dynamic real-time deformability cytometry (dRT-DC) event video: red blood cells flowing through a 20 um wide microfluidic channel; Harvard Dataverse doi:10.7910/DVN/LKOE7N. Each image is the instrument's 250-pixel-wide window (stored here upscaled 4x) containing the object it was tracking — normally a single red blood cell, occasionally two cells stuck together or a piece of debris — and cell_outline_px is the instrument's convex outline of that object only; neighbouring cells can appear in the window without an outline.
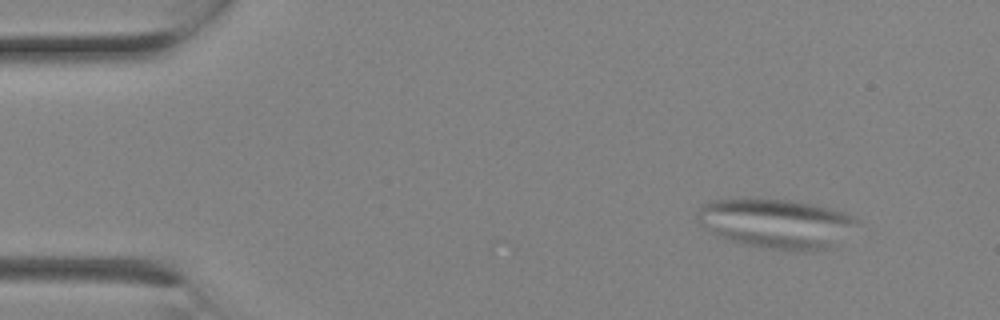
{"species": "Egyptian fruit bat (a non-hibernating species)", "species_latin": "Rousettus aegyptiacus", "temperature_condition": "room temperature", "stored_images_in_passage": 2, "camera_frame_rate_fps": 3000, "um_per_image_px": 0.085, "animal": {"sex": "female"}, "frame": {"image": 1, "passage_image": 1, "time_ms": 0.0, "image_size_px": [1000, 320], "cell_outline_px": [[860, 220], [856, 224], [828, 248], [808, 252], [804, 252], [764, 248], [744, 244], [728, 240], [712, 232], [700, 224], [696, 212], [700, 204], [708, 200], [744, 196], [792, 200], [812, 204], [844, 212]], "centroid_in_image_um": [65.87, 18.95], "position_along_channel_um": 19.1, "area_um2": 46.59}}